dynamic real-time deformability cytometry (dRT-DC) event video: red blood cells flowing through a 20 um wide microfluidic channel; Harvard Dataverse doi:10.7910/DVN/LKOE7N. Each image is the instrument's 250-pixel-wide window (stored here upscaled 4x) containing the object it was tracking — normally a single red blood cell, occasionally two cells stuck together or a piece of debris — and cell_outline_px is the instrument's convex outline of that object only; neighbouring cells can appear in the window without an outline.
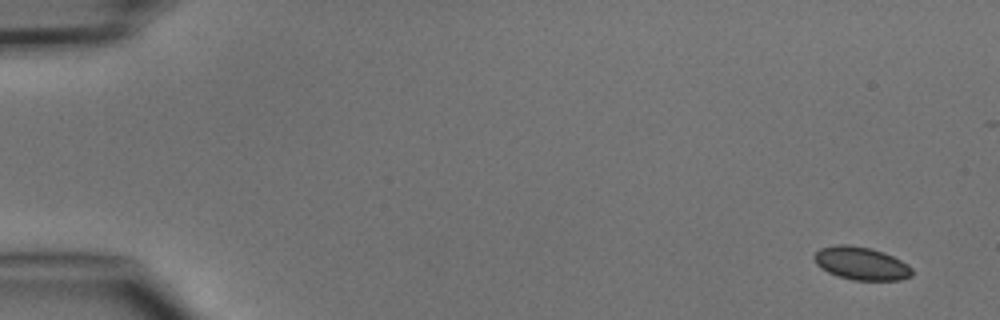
{"species": "common noctule bat (a hibernating species)", "species_latin": "Nyctalus noctula", "temperature_condition": "cold", "stored_images_in_passage": 6, "camera_frame_rate_fps": 3000, "um_per_image_px": 0.085, "animal": {"sex": "male", "body_mass_g": 15.6}, "frame": {"image": 1, "passage_image": 1, "time_ms": 0.0, "image_size_px": [1000, 320], "cell_outline_px": [[912, 276], [900, 280], [852, 280], [828, 272], [816, 264], [812, 256], [820, 248], [836, 244], [848, 244], [872, 248], [884, 252], [908, 264], [912, 268]], "centroid_in_image_um": [73.2, 22.38], "position_along_channel_um": 11.8, "area_um2": 18.9}}
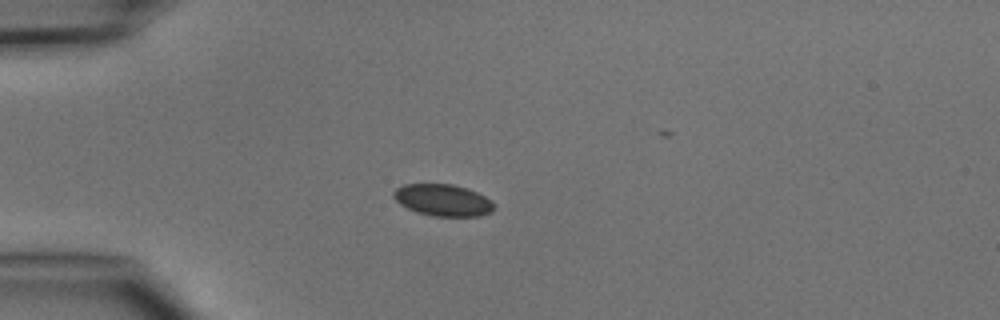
{"frame": {"image": 2, "passage_image": 4, "time_ms": 3.667, "image_size_px": [1000, 320], "cell_outline_px": [[492, 212], [480, 216], [432, 216], [416, 212], [400, 204], [392, 196], [392, 192], [396, 188], [404, 184], [452, 184], [468, 188], [492, 200]], "centroid_in_image_um": [37.62, 17.01], "position_along_channel_um": 47.4, "area_um2": 18.61}}